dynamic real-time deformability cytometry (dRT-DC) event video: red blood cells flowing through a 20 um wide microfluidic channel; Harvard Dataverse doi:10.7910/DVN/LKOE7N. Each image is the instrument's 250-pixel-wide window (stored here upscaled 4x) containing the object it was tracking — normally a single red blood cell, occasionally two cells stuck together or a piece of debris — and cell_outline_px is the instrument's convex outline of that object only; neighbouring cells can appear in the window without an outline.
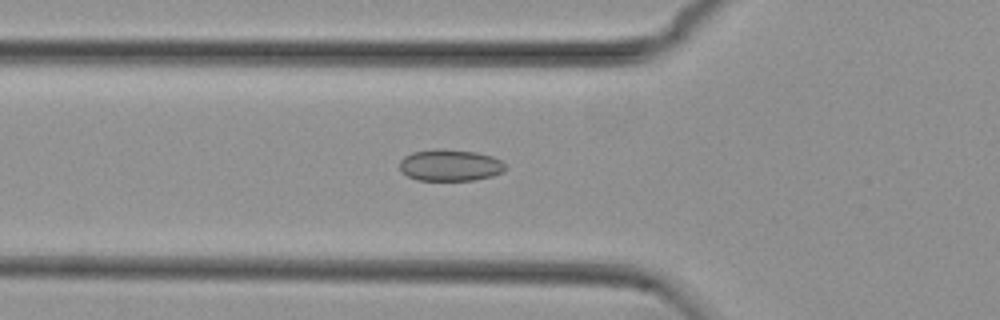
{"species": "common noctule bat (a hibernating species)", "species_latin": "Nyctalus noctula", "temperature_condition": "cold", "stored_images_in_passage": 55, "camera_frame_rate_fps": 3000, "um_per_image_px": 0.085, "animal": {"sex": "female", "body_mass_g": 29.2, "forearm_length_mm": 56.3}, "frame": {"image": 1, "passage_image": 19, "time_ms": 6.0, "image_size_px": [1000, 320], "cell_outline_px": [[508, 168], [504, 172], [492, 176], [472, 180], [416, 180], [400, 172], [400, 160], [404, 156], [412, 152], [436, 148], [440, 148], [476, 152], [492, 156], [500, 160]], "centroid_in_image_um": [38.25, 14.04], "position_along_channel_um": 87.6, "area_um2": 19.71}}
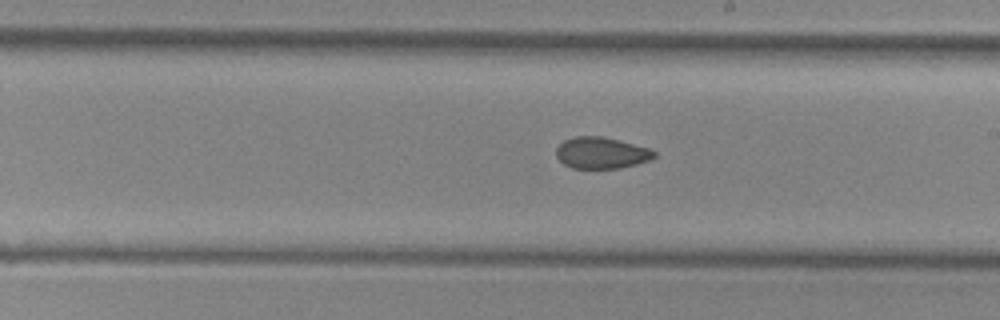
{"frame": {"image": 2, "passage_image": 31, "time_ms": 10.0, "image_size_px": [1000, 320], "cell_outline_px": [[656, 156], [648, 160], [636, 164], [620, 168], [572, 168], [564, 164], [556, 156], [556, 148], [564, 140], [576, 136], [600, 136], [648, 148], [656, 152]], "centroid_in_image_um": [51.08, 13.0], "position_along_channel_um": 237.9, "area_um2": 17.69}}
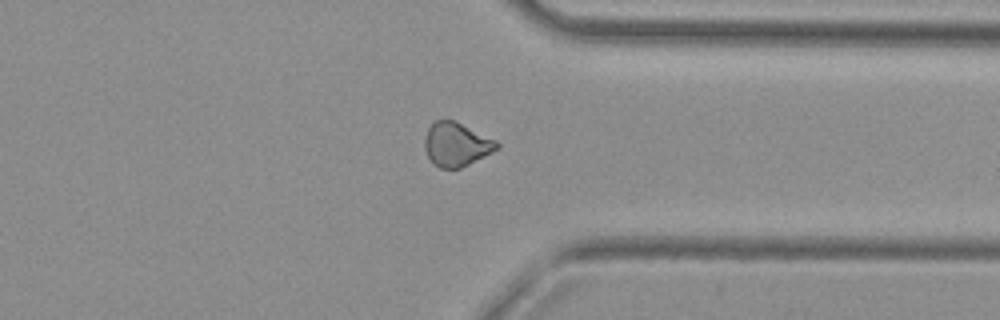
{"frame": {"image": 3, "passage_image": 42, "time_ms": 13.667, "image_size_px": [1000, 320], "cell_outline_px": [[500, 148], [460, 168], [440, 168], [432, 164], [424, 148], [424, 140], [428, 128], [436, 120], [456, 120], [496, 140], [500, 144]], "centroid_in_image_um": [38.79, 12.26], "position_along_channel_um": 372.6, "area_um2": 18.5}, "authors_computed_cell_mechanics": {"area_um2": 19.074, "velocity_mm_per_s": 3.75, "shape_relaxation_time_tau1_ms": null, "shape_relaxation_time_tau2_ms": 4.3268, "deformation_change_tau1": null, "deformation_change_tau2": 0.0809}}